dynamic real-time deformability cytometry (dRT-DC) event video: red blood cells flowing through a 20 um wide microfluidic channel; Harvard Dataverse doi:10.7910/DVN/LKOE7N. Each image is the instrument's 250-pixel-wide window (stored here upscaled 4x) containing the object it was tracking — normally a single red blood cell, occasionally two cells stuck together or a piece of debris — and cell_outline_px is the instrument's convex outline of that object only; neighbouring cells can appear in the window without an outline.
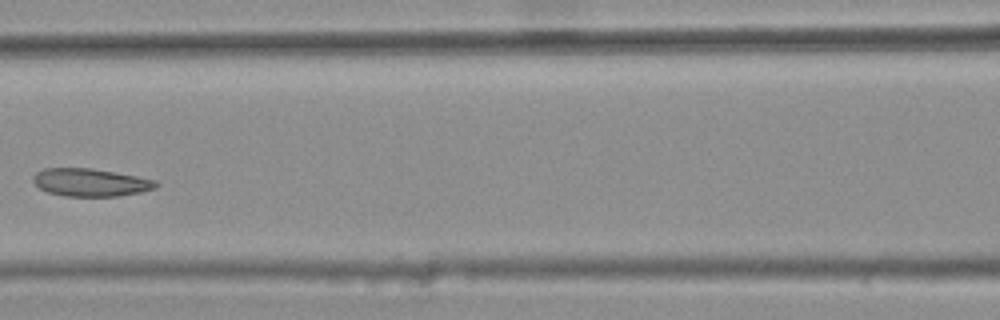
{"species": "common noctule bat (a hibernating species)", "species_latin": "Nyctalus noctula", "temperature_condition": "warm", "stored_images_in_passage": 6, "camera_frame_rate_fps": 3000, "um_per_image_px": 0.085, "animal": {"sex": "female", "body_mass_g": 25.1}, "frame": {"image": 1, "passage_image": 5, "time_ms": 1.333, "image_size_px": [1000, 320], "cell_outline_px": [[160, 184], [156, 188], [140, 192], [120, 196], [64, 196], [48, 192], [40, 188], [32, 180], [32, 176], [36, 172], [44, 168], [92, 168], [136, 176], [156, 180]], "centroid_in_image_um": [7.7, 15.5], "position_along_channel_um": 158.9, "area_um2": 19.94}}
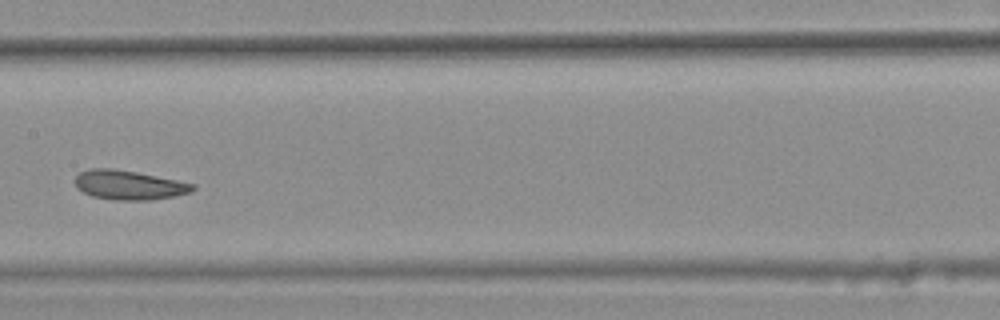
{"frame": {"image": 2, "passage_image": 6, "time_ms": 1.667, "image_size_px": [1000, 320], "cell_outline_px": [[196, 188], [192, 192], [152, 200], [116, 200], [92, 196], [76, 188], [76, 176], [80, 172], [88, 168], [112, 168], [136, 172], [196, 184]], "centroid_in_image_um": [10.96, 15.72], "position_along_channel_um": 196.4, "area_um2": 20.06}}